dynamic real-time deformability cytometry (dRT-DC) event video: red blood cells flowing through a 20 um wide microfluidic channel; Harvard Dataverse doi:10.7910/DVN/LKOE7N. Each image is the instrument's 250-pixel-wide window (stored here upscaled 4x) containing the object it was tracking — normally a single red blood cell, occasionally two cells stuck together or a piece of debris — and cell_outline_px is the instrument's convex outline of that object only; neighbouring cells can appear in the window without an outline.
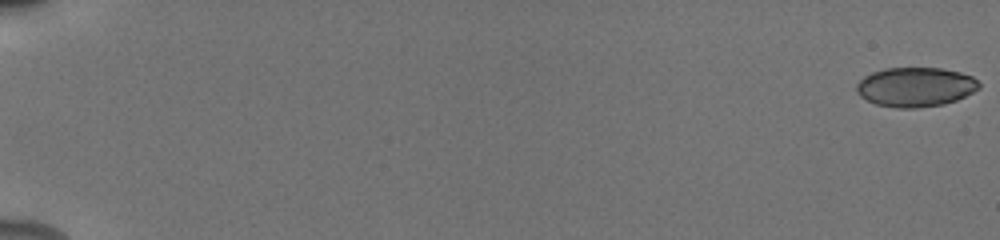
{"species": "human", "species_latin": "Homo sapiens", "temperature_condition": "cold", "stored_images_in_passage": 32, "camera_frame_rate_fps": 3000, "um_per_image_px": 0.085, "donor": {"sex": "male"}, "frame": {"image": 1, "passage_image": 1, "time_ms": 0.0, "image_size_px": [1000, 240], "cell_outline_px": [[980, 88], [956, 100], [944, 104], [916, 108], [896, 108], [876, 104], [860, 96], [856, 92], [856, 84], [864, 76], [872, 72], [884, 68], [940, 68], [960, 72], [972, 76], [980, 84]], "centroid_in_image_um": [77.79, 7.39], "position_along_channel_um": 7.2, "area_um2": 28.15}}
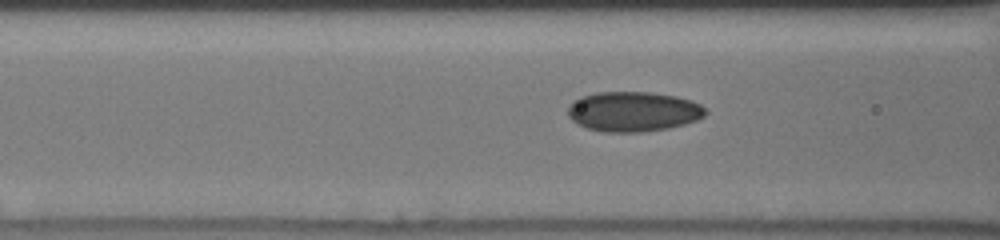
{"frame": {"image": 2, "passage_image": 23, "time_ms": 8.0, "image_size_px": [1000, 240], "cell_outline_px": [[708, 112], [704, 116], [696, 120], [684, 124], [668, 128], [640, 132], [604, 132], [588, 128], [576, 124], [568, 116], [568, 108], [572, 100], [580, 96], [596, 92], [652, 92], [676, 96], [692, 100], [700, 104]], "centroid_in_image_um": [53.81, 9.47], "position_along_channel_um": 112.8, "area_um2": 32.25}}
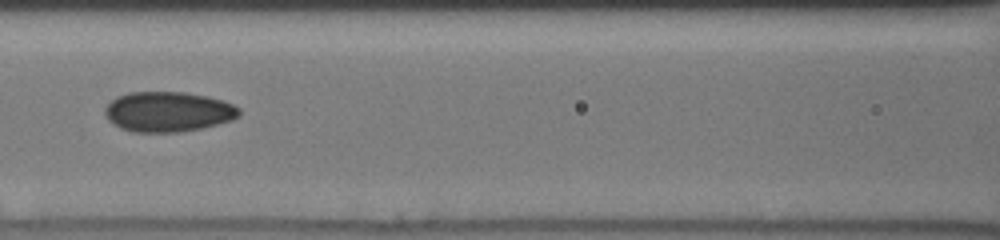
{"frame": {"image": 3, "passage_image": 27, "time_ms": 9.0, "image_size_px": [1000, 240], "cell_outline_px": [[240, 116], [232, 120], [200, 128], [180, 132], [132, 132], [120, 128], [108, 120], [104, 112], [104, 108], [116, 96], [128, 92], [184, 92], [208, 96], [224, 100], [240, 108]], "centroid_in_image_um": [14.28, 9.49], "position_along_channel_um": 152.3, "area_um2": 31.56}}